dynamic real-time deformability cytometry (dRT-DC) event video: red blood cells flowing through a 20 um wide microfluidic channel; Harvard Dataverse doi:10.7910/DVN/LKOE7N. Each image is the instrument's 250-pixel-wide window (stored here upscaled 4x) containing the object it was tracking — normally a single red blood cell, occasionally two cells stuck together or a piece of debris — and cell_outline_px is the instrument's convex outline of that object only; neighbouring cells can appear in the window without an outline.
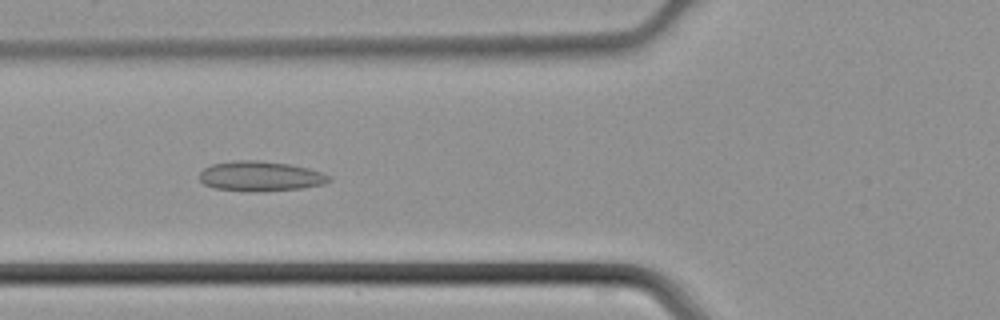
{"species": "common noctule bat (a hibernating species)", "species_latin": "Nyctalus noctula", "temperature_condition": "cold", "stored_images_in_passage": 40, "camera_frame_rate_fps": 3000, "um_per_image_px": 0.085, "animal": {"sex": "male", "body_mass_g": 21.5, "forearm_length_mm": 52.0}, "frame": {"image": 1, "passage_image": 12, "time_ms": 3.667, "image_size_px": [1000, 320], "cell_outline_px": [[332, 180], [324, 184], [304, 188], [260, 192], [244, 192], [212, 188], [204, 184], [200, 180], [200, 172], [204, 168], [212, 164], [236, 160], [256, 160], [288, 164], [308, 168], [332, 176]], "centroid_in_image_um": [22.13, 15.0], "position_along_channel_um": 103.7, "area_um2": 22.95}}
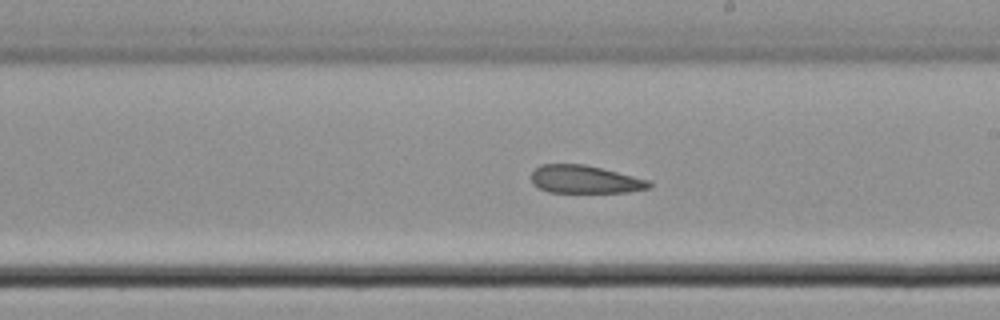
{"frame": {"image": 2, "passage_image": 21, "time_ms": 6.667, "image_size_px": [1000, 320], "cell_outline_px": [[652, 188], [628, 192], [548, 192], [536, 188], [532, 184], [532, 172], [540, 164], [584, 164], [648, 180], [652, 184]], "centroid_in_image_um": [49.68, 15.26], "position_along_channel_um": 239.3, "area_um2": 19.13}}
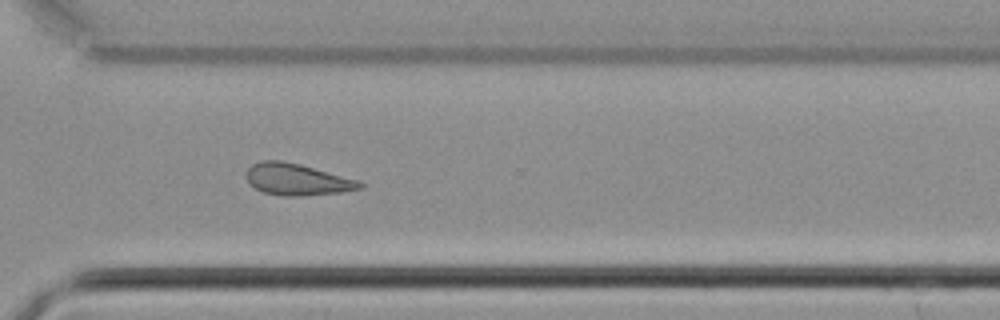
{"frame": {"image": 3, "passage_image": 28, "time_ms": 9.0, "image_size_px": [1000, 320], "cell_outline_px": [[364, 184], [360, 188], [340, 192], [304, 196], [284, 196], [264, 192], [256, 188], [248, 180], [248, 168], [252, 164], [260, 160], [280, 160], [300, 164], [360, 180]], "centroid_in_image_um": [25.28, 15.25], "position_along_channel_um": 345.3, "area_um2": 20.75}}